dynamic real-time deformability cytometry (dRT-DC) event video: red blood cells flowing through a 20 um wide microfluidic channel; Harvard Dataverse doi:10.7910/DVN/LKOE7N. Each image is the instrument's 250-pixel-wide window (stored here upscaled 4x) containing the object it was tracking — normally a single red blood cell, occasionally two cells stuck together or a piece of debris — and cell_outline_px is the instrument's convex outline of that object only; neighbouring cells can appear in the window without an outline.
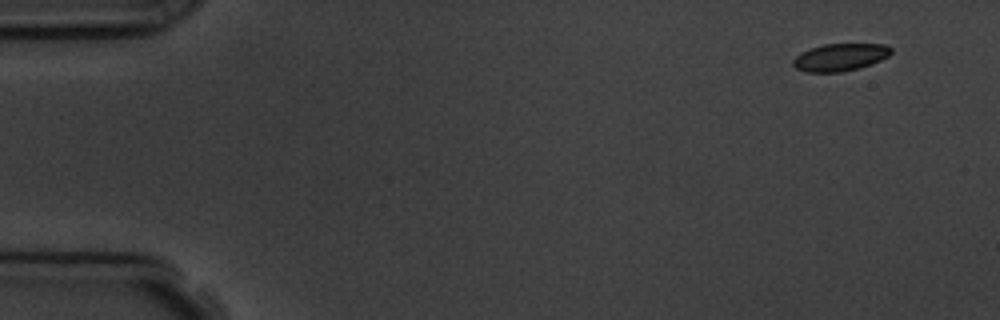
{"species": "common noctule bat (a hibernating species)", "species_latin": "Nyctalus noctula", "temperature_condition": "room temperature", "stored_images_in_passage": 8, "camera_frame_rate_fps": 3000, "um_per_image_px": 0.085, "animal": {"sex": "male", "body_mass_g": 19.5, "forearm_length_mm": 54.6}, "frame": {"image": 1, "passage_image": 1, "time_ms": 0.0, "image_size_px": [1000, 320], "cell_outline_px": [[892, 52], [888, 56], [872, 64], [840, 72], [808, 72], [796, 68], [792, 64], [792, 60], [800, 52], [824, 44], [884, 44], [892, 48]], "centroid_in_image_um": [71.4, 4.86], "position_along_channel_um": 13.6, "area_um2": 15.55}}
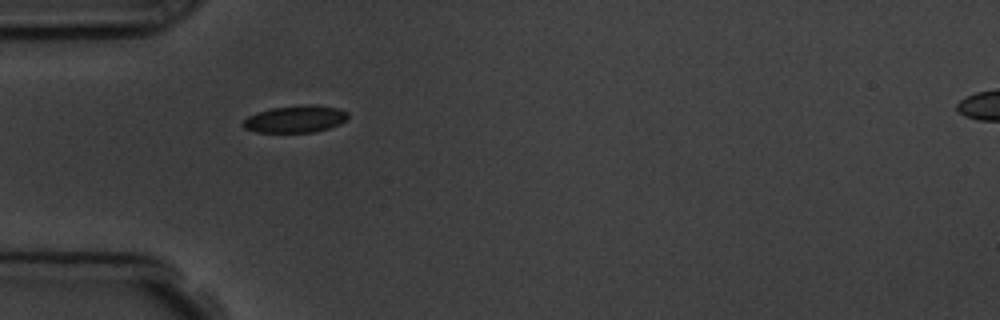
{"frame": {"image": 2, "passage_image": 5, "time_ms": 4.333, "image_size_px": [1000, 320], "cell_outline_px": [[348, 120], [340, 124], [316, 132], [256, 132], [244, 128], [240, 124], [248, 116], [256, 112], [272, 108], [304, 104], [312, 104], [336, 108], [348, 112]], "centroid_in_image_um": [25.1, 10.12], "position_along_channel_um": 59.9, "area_um2": 16.7}}